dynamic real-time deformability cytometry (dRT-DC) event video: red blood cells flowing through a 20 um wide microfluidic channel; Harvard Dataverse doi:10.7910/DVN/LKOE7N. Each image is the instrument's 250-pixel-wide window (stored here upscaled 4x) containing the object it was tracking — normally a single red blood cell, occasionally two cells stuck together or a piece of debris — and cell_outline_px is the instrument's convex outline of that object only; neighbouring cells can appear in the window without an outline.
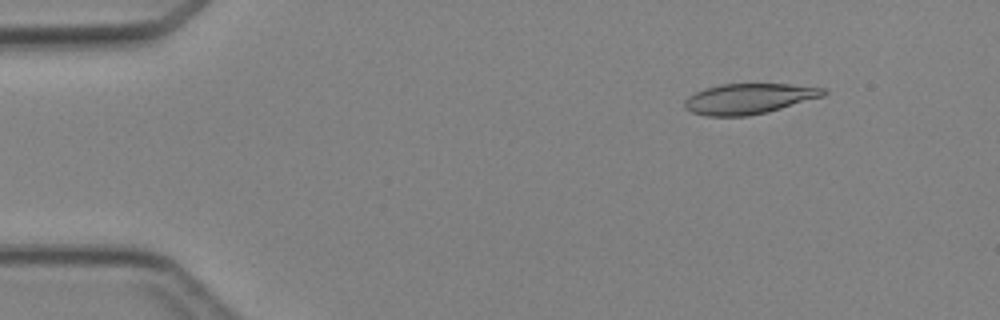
{"species": "Egyptian fruit bat (a non-hibernating species)", "species_latin": "Rousettus aegyptiacus", "temperature_condition": "cold", "stored_images_in_passage": 4, "camera_frame_rate_fps": 3000, "um_per_image_px": 0.085, "animal": {"sex": "female"}, "frame": {"image": 1, "passage_image": 2, "time_ms": 1.333, "image_size_px": [1000, 320], "cell_outline_px": [[828, 92], [824, 96], [768, 112], [748, 116], [708, 116], [692, 112], [684, 108], [684, 100], [688, 96], [704, 88], [720, 84], [788, 84], [828, 88]], "centroid_in_image_um": [63.67, 8.39], "position_along_channel_um": 21.3, "area_um2": 24.8}}